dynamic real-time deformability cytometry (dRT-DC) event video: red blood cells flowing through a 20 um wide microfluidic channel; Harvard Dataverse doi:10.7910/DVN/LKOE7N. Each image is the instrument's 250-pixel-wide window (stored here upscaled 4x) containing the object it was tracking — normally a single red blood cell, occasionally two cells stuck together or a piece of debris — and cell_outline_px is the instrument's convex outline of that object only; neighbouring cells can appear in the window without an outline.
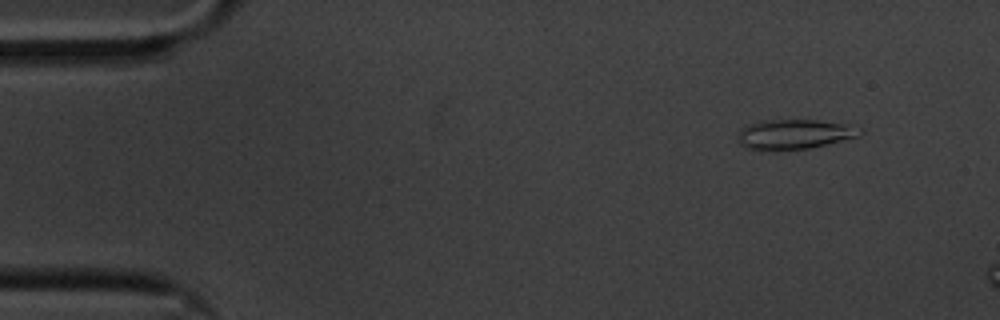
{"species": "common noctule bat (a hibernating species)", "species_latin": "Nyctalus noctula", "temperature_condition": "cold", "stored_images_in_passage": 7, "camera_frame_rate_fps": 3000, "um_per_image_px": 0.085, "animal": {"sex": "male", "body_mass_g": 20.1, "forearm_length_mm": 53.5}, "frame": {"image": 1, "passage_image": 1, "time_ms": 0.0, "image_size_px": [1000, 320], "cell_outline_px": [[864, 132], [860, 136], [808, 148], [748, 148], [740, 144], [740, 132], [744, 128], [752, 124], [764, 120], [816, 120], [844, 124]], "centroid_in_image_um": [67.57, 11.38], "position_along_channel_um": 17.4, "area_um2": 19.94}}